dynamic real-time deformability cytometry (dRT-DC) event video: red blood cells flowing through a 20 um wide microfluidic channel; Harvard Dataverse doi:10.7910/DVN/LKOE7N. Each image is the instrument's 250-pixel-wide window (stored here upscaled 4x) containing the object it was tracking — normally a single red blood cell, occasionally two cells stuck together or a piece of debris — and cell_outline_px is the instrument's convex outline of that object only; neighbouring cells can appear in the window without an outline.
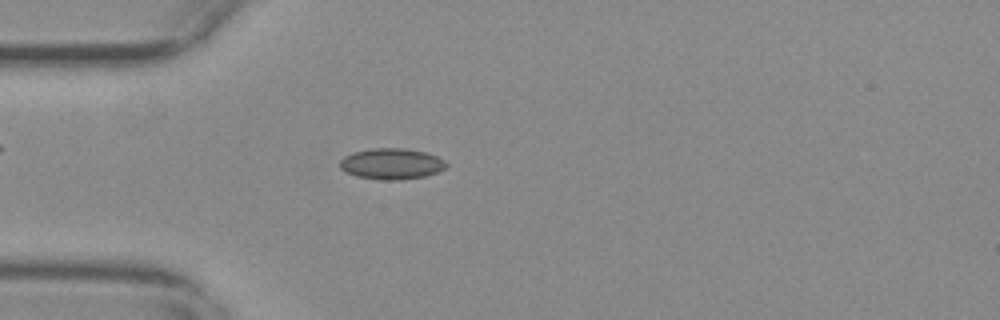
{"species": "common noctule bat (a hibernating species)", "species_latin": "Nyctalus noctula", "temperature_condition": "warm", "stored_images_in_passage": 37, "camera_frame_rate_fps": 3000, "um_per_image_px": 0.085, "animal": {"sex": "female", "body_mass_g": 29.2, "forearm_length_mm": 56.3}, "frame": {"image": 1, "passage_image": 7, "time_ms": 2.0, "image_size_px": [1000, 320], "cell_outline_px": [[448, 164], [444, 168], [436, 172], [424, 176], [400, 180], [380, 180], [356, 176], [344, 172], [340, 168], [340, 160], [344, 156], [352, 152], [372, 148], [404, 148], [424, 152], [436, 156], [444, 160]], "centroid_in_image_um": [33.23, 13.92], "position_along_channel_um": 51.8, "area_um2": 19.25}}
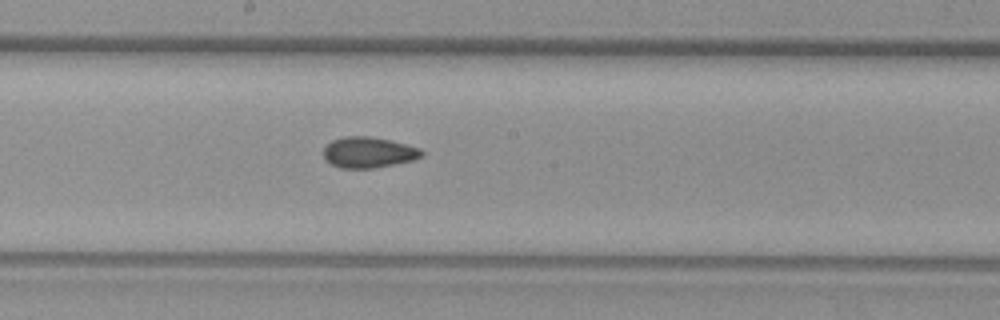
{"frame": {"image": 2, "passage_image": 21, "time_ms": 6.667, "image_size_px": [1000, 320], "cell_outline_px": [[424, 156], [412, 160], [372, 168], [340, 168], [324, 160], [324, 148], [332, 140], [344, 136], [368, 136], [388, 140], [420, 148], [424, 152]], "centroid_in_image_um": [31.3, 12.95], "position_along_channel_um": 216.9, "area_um2": 17.46}}
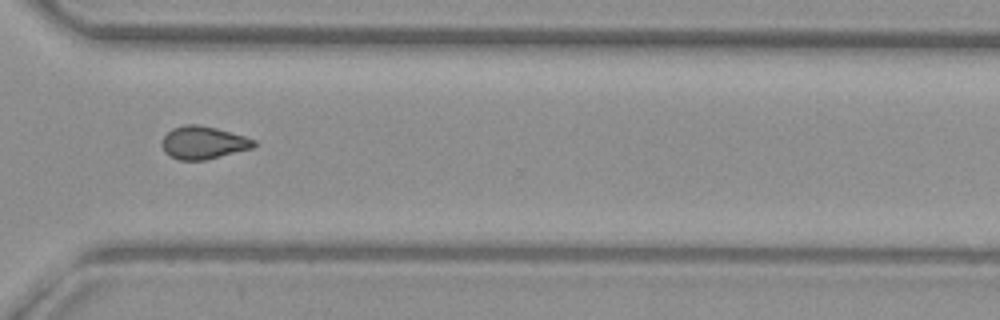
{"frame": {"image": 3, "passage_image": 32, "time_ms": 10.333, "image_size_px": [1000, 320], "cell_outline_px": [[256, 144], [252, 148], [204, 160], [180, 160], [164, 152], [160, 144], [164, 136], [172, 128], [184, 124], [200, 124], [216, 128], [244, 136], [256, 140]], "centroid_in_image_um": [17.25, 12.11], "position_along_channel_um": 353.4, "area_um2": 17.51}, "authors_computed_cell_mechanics": {"area_um2": 17.6868, "velocity_mm_per_s": 3.7204, "shape_relaxation_time_tau1_ms": null, "shape_relaxation_time_tau2_ms": 2.2171, "deformation_change_tau1": null, "deformation_change_tau2": 0.0645}}